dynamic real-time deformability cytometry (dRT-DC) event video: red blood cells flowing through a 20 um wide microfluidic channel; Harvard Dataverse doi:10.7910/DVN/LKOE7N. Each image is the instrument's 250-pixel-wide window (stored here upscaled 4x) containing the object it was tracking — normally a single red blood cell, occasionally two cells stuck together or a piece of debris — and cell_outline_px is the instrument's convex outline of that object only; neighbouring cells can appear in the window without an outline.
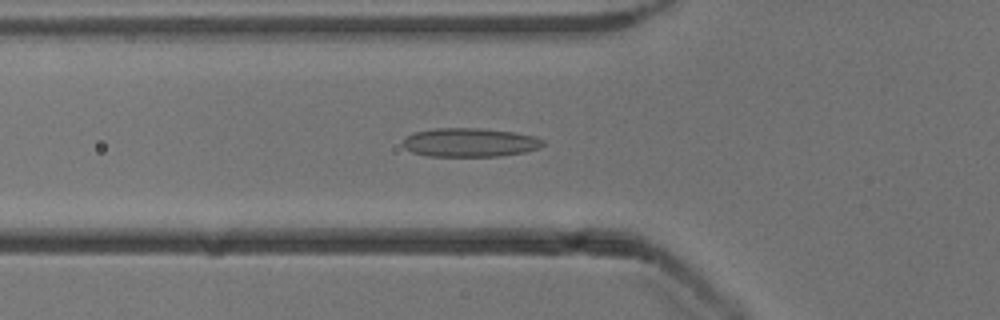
{"species": "common noctule bat (a hibernating species)", "species_latin": "Nyctalus noctula", "temperature_condition": "cold", "stored_images_in_passage": 52, "camera_frame_rate_fps": 3000, "um_per_image_px": 0.085, "animal": {"sex": "male", "body_mass_g": 13.3}, "frame": {"image": 1, "passage_image": 18, "time_ms": 5.667, "image_size_px": [1000, 320], "cell_outline_px": [[544, 144], [540, 148], [524, 152], [500, 156], [428, 156], [412, 152], [404, 148], [400, 144], [404, 136], [412, 132], [436, 128], [480, 128], [516, 132], [536, 136], [544, 140]], "centroid_in_image_um": [39.9, 12.1], "position_along_channel_um": 85.9, "area_um2": 23.93}}
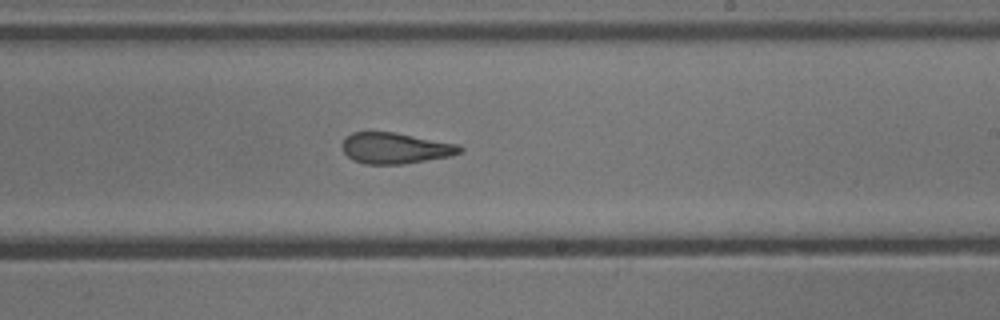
{"frame": {"image": 2, "passage_image": 31, "time_ms": 10.0, "image_size_px": [1000, 320], "cell_outline_px": [[464, 152], [448, 156], [404, 164], [364, 164], [352, 160], [344, 152], [340, 144], [344, 136], [352, 132], [392, 132], [460, 144], [464, 148]], "centroid_in_image_um": [33.58, 12.59], "position_along_channel_um": 255.4, "area_um2": 21.44}}
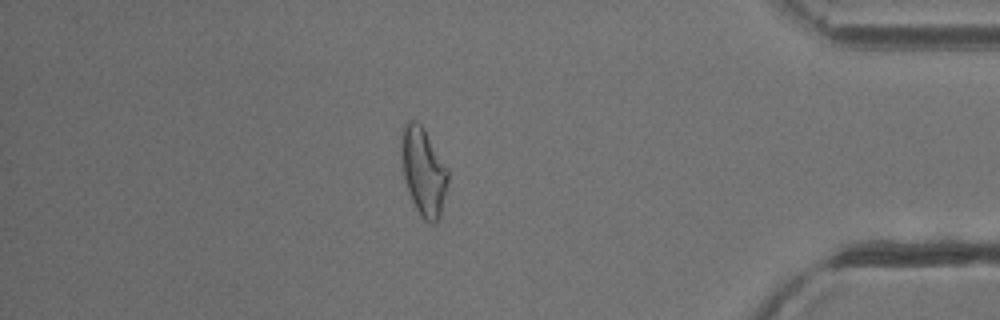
{"frame": {"image": 3, "passage_image": 45, "time_ms": 14.667, "image_size_px": [1000, 320], "cell_outline_px": [[448, 180], [440, 216], [432, 224], [424, 220], [420, 216], [412, 200], [404, 176], [400, 156], [400, 144], [404, 124], [408, 120], [416, 120], [424, 128], [448, 168]], "centroid_in_image_um": [35.98, 14.54], "position_along_channel_um": 399.2, "area_um2": 23.81}, "authors_computed_cell_mechanics": {"area_um2": 23.12, "velocity_mm_per_s": 3.8892, "shape_relaxation_time_tau1_ms": null, "shape_relaxation_time_tau2_ms": 2.0142, "deformation_change_tau1": null, "deformation_change_tau2": 0.1192}}